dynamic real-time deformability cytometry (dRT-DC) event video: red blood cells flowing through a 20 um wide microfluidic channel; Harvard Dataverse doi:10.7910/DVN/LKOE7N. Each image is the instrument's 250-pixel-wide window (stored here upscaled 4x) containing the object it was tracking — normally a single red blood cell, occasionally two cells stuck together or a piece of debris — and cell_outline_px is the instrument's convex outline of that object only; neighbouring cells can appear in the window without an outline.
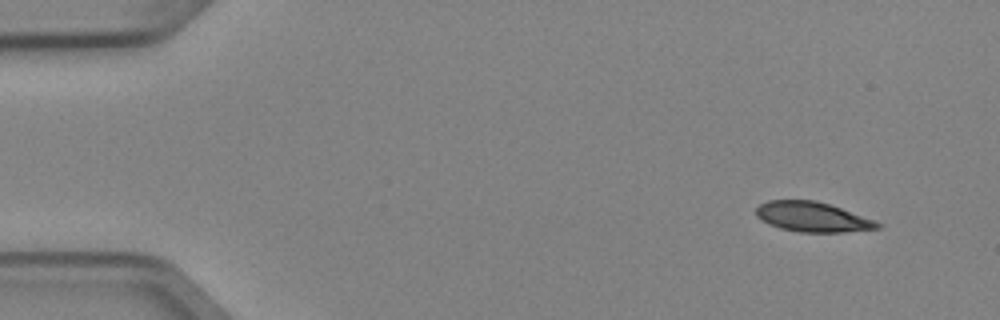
{"species": "Egyptian fruit bat (a non-hibernating species)", "species_latin": "Rousettus aegyptiacus", "temperature_condition": "cold", "stored_images_in_passage": 4, "camera_frame_rate_fps": 3000, "um_per_image_px": 0.085, "animal": {"sex": "female"}, "frame": {"image": 1, "passage_image": 1, "time_ms": 0.0, "image_size_px": [1000, 320], "cell_outline_px": [[884, 224], [880, 228], [844, 232], [800, 232], [780, 228], [768, 224], [756, 216], [756, 208], [760, 204], [768, 200], [816, 200], [840, 208]], "centroid_in_image_um": [69.04, 18.44], "position_along_channel_um": 16.0, "area_um2": 20.98}}